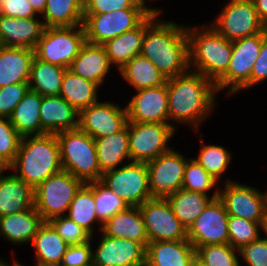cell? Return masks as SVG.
Returning a JSON list of instances; mask_svg holds the SVG:
<instances>
[{"mask_svg": "<svg viewBox=\"0 0 267 266\" xmlns=\"http://www.w3.org/2000/svg\"><path fill=\"white\" fill-rule=\"evenodd\" d=\"M125 107L128 122L169 123L167 83L136 90Z\"/></svg>", "mask_w": 267, "mask_h": 266, "instance_id": "cell-19", "label": "cell"}, {"mask_svg": "<svg viewBox=\"0 0 267 266\" xmlns=\"http://www.w3.org/2000/svg\"><path fill=\"white\" fill-rule=\"evenodd\" d=\"M86 42L83 25L46 27L34 48V56L68 69Z\"/></svg>", "mask_w": 267, "mask_h": 266, "instance_id": "cell-7", "label": "cell"}, {"mask_svg": "<svg viewBox=\"0 0 267 266\" xmlns=\"http://www.w3.org/2000/svg\"><path fill=\"white\" fill-rule=\"evenodd\" d=\"M21 139L10 120L0 117V160L8 167L15 161Z\"/></svg>", "mask_w": 267, "mask_h": 266, "instance_id": "cell-43", "label": "cell"}, {"mask_svg": "<svg viewBox=\"0 0 267 266\" xmlns=\"http://www.w3.org/2000/svg\"><path fill=\"white\" fill-rule=\"evenodd\" d=\"M196 249L188 240L148 243L145 266H189Z\"/></svg>", "mask_w": 267, "mask_h": 266, "instance_id": "cell-27", "label": "cell"}, {"mask_svg": "<svg viewBox=\"0 0 267 266\" xmlns=\"http://www.w3.org/2000/svg\"><path fill=\"white\" fill-rule=\"evenodd\" d=\"M260 230L264 231V227L260 223L248 221L237 216H229L228 243L239 250L241 247L258 240L261 237Z\"/></svg>", "mask_w": 267, "mask_h": 266, "instance_id": "cell-40", "label": "cell"}, {"mask_svg": "<svg viewBox=\"0 0 267 266\" xmlns=\"http://www.w3.org/2000/svg\"><path fill=\"white\" fill-rule=\"evenodd\" d=\"M208 24L230 41L267 30V25L259 17L254 2L249 0H229L215 21Z\"/></svg>", "mask_w": 267, "mask_h": 266, "instance_id": "cell-11", "label": "cell"}, {"mask_svg": "<svg viewBox=\"0 0 267 266\" xmlns=\"http://www.w3.org/2000/svg\"><path fill=\"white\" fill-rule=\"evenodd\" d=\"M95 251H92L93 266H145L146 248L128 239L103 235Z\"/></svg>", "mask_w": 267, "mask_h": 266, "instance_id": "cell-18", "label": "cell"}, {"mask_svg": "<svg viewBox=\"0 0 267 266\" xmlns=\"http://www.w3.org/2000/svg\"><path fill=\"white\" fill-rule=\"evenodd\" d=\"M87 184L93 189L95 209L101 230L102 225L108 219L125 210L128 205L100 180L88 182Z\"/></svg>", "mask_w": 267, "mask_h": 266, "instance_id": "cell-38", "label": "cell"}, {"mask_svg": "<svg viewBox=\"0 0 267 266\" xmlns=\"http://www.w3.org/2000/svg\"><path fill=\"white\" fill-rule=\"evenodd\" d=\"M34 49L0 46V88L29 82Z\"/></svg>", "mask_w": 267, "mask_h": 266, "instance_id": "cell-26", "label": "cell"}, {"mask_svg": "<svg viewBox=\"0 0 267 266\" xmlns=\"http://www.w3.org/2000/svg\"><path fill=\"white\" fill-rule=\"evenodd\" d=\"M49 223L69 246L83 244L91 240L92 236L66 215L52 218Z\"/></svg>", "mask_w": 267, "mask_h": 266, "instance_id": "cell-44", "label": "cell"}, {"mask_svg": "<svg viewBox=\"0 0 267 266\" xmlns=\"http://www.w3.org/2000/svg\"><path fill=\"white\" fill-rule=\"evenodd\" d=\"M62 170L84 183L101 179L95 140L79 128L56 133Z\"/></svg>", "mask_w": 267, "mask_h": 266, "instance_id": "cell-5", "label": "cell"}, {"mask_svg": "<svg viewBox=\"0 0 267 266\" xmlns=\"http://www.w3.org/2000/svg\"><path fill=\"white\" fill-rule=\"evenodd\" d=\"M264 234L267 236V215H266V222H265V226H264Z\"/></svg>", "mask_w": 267, "mask_h": 266, "instance_id": "cell-56", "label": "cell"}, {"mask_svg": "<svg viewBox=\"0 0 267 266\" xmlns=\"http://www.w3.org/2000/svg\"><path fill=\"white\" fill-rule=\"evenodd\" d=\"M92 238L83 244L70 245L67 247L60 266H90L93 265Z\"/></svg>", "mask_w": 267, "mask_h": 266, "instance_id": "cell-48", "label": "cell"}, {"mask_svg": "<svg viewBox=\"0 0 267 266\" xmlns=\"http://www.w3.org/2000/svg\"><path fill=\"white\" fill-rule=\"evenodd\" d=\"M8 170H9V167L0 160V176H2L4 172Z\"/></svg>", "mask_w": 267, "mask_h": 266, "instance_id": "cell-55", "label": "cell"}, {"mask_svg": "<svg viewBox=\"0 0 267 266\" xmlns=\"http://www.w3.org/2000/svg\"><path fill=\"white\" fill-rule=\"evenodd\" d=\"M85 183L61 170L34 189V207L44 222L52 218L65 216L76 193Z\"/></svg>", "mask_w": 267, "mask_h": 266, "instance_id": "cell-6", "label": "cell"}, {"mask_svg": "<svg viewBox=\"0 0 267 266\" xmlns=\"http://www.w3.org/2000/svg\"><path fill=\"white\" fill-rule=\"evenodd\" d=\"M99 86L83 77L66 70L59 96L78 112L98 102Z\"/></svg>", "mask_w": 267, "mask_h": 266, "instance_id": "cell-34", "label": "cell"}, {"mask_svg": "<svg viewBox=\"0 0 267 266\" xmlns=\"http://www.w3.org/2000/svg\"><path fill=\"white\" fill-rule=\"evenodd\" d=\"M189 266H205V265L197 256H195L193 260L189 263Z\"/></svg>", "mask_w": 267, "mask_h": 266, "instance_id": "cell-54", "label": "cell"}, {"mask_svg": "<svg viewBox=\"0 0 267 266\" xmlns=\"http://www.w3.org/2000/svg\"><path fill=\"white\" fill-rule=\"evenodd\" d=\"M239 251L228 244H212L196 249V256L205 266H241Z\"/></svg>", "mask_w": 267, "mask_h": 266, "instance_id": "cell-42", "label": "cell"}, {"mask_svg": "<svg viewBox=\"0 0 267 266\" xmlns=\"http://www.w3.org/2000/svg\"><path fill=\"white\" fill-rule=\"evenodd\" d=\"M41 135L78 129L79 112L58 96H43L40 107Z\"/></svg>", "mask_w": 267, "mask_h": 266, "instance_id": "cell-22", "label": "cell"}, {"mask_svg": "<svg viewBox=\"0 0 267 266\" xmlns=\"http://www.w3.org/2000/svg\"><path fill=\"white\" fill-rule=\"evenodd\" d=\"M42 98L39 93L29 89L13 110L9 120L22 137L41 135Z\"/></svg>", "mask_w": 267, "mask_h": 266, "instance_id": "cell-31", "label": "cell"}, {"mask_svg": "<svg viewBox=\"0 0 267 266\" xmlns=\"http://www.w3.org/2000/svg\"><path fill=\"white\" fill-rule=\"evenodd\" d=\"M253 2L259 17L267 25V0H253Z\"/></svg>", "mask_w": 267, "mask_h": 266, "instance_id": "cell-51", "label": "cell"}, {"mask_svg": "<svg viewBox=\"0 0 267 266\" xmlns=\"http://www.w3.org/2000/svg\"><path fill=\"white\" fill-rule=\"evenodd\" d=\"M41 18L45 27L83 25L84 0H47Z\"/></svg>", "mask_w": 267, "mask_h": 266, "instance_id": "cell-36", "label": "cell"}, {"mask_svg": "<svg viewBox=\"0 0 267 266\" xmlns=\"http://www.w3.org/2000/svg\"><path fill=\"white\" fill-rule=\"evenodd\" d=\"M147 0H84V14L109 13L125 9H154Z\"/></svg>", "mask_w": 267, "mask_h": 266, "instance_id": "cell-45", "label": "cell"}, {"mask_svg": "<svg viewBox=\"0 0 267 266\" xmlns=\"http://www.w3.org/2000/svg\"><path fill=\"white\" fill-rule=\"evenodd\" d=\"M66 216L94 237L93 227L99 221L95 209L93 189L87 183L76 193Z\"/></svg>", "mask_w": 267, "mask_h": 266, "instance_id": "cell-37", "label": "cell"}, {"mask_svg": "<svg viewBox=\"0 0 267 266\" xmlns=\"http://www.w3.org/2000/svg\"><path fill=\"white\" fill-rule=\"evenodd\" d=\"M97 161L102 173L116 169L122 162H131L129 154L128 124L112 135L95 139Z\"/></svg>", "mask_w": 267, "mask_h": 266, "instance_id": "cell-30", "label": "cell"}, {"mask_svg": "<svg viewBox=\"0 0 267 266\" xmlns=\"http://www.w3.org/2000/svg\"><path fill=\"white\" fill-rule=\"evenodd\" d=\"M149 243L187 239V229L178 220L166 198H152L139 206Z\"/></svg>", "mask_w": 267, "mask_h": 266, "instance_id": "cell-13", "label": "cell"}, {"mask_svg": "<svg viewBox=\"0 0 267 266\" xmlns=\"http://www.w3.org/2000/svg\"><path fill=\"white\" fill-rule=\"evenodd\" d=\"M67 68L44 62L34 56L31 64L29 87L41 96H58Z\"/></svg>", "mask_w": 267, "mask_h": 266, "instance_id": "cell-35", "label": "cell"}, {"mask_svg": "<svg viewBox=\"0 0 267 266\" xmlns=\"http://www.w3.org/2000/svg\"><path fill=\"white\" fill-rule=\"evenodd\" d=\"M0 14L15 18H34L38 15L28 0H0Z\"/></svg>", "mask_w": 267, "mask_h": 266, "instance_id": "cell-49", "label": "cell"}, {"mask_svg": "<svg viewBox=\"0 0 267 266\" xmlns=\"http://www.w3.org/2000/svg\"><path fill=\"white\" fill-rule=\"evenodd\" d=\"M267 33H259L232 41V56L227 73L215 84L217 92L228 89V95L251 88V72L260 53L262 39Z\"/></svg>", "mask_w": 267, "mask_h": 266, "instance_id": "cell-8", "label": "cell"}, {"mask_svg": "<svg viewBox=\"0 0 267 266\" xmlns=\"http://www.w3.org/2000/svg\"><path fill=\"white\" fill-rule=\"evenodd\" d=\"M218 181L194 159L189 158L185 167L182 189L191 192H200L209 195V191L214 188V193H219L215 186Z\"/></svg>", "mask_w": 267, "mask_h": 266, "instance_id": "cell-41", "label": "cell"}, {"mask_svg": "<svg viewBox=\"0 0 267 266\" xmlns=\"http://www.w3.org/2000/svg\"><path fill=\"white\" fill-rule=\"evenodd\" d=\"M202 147L194 159L209 173L214 179L220 181L222 175L227 171L231 162V154L228 149L220 145H205L202 141L203 134L200 135Z\"/></svg>", "mask_w": 267, "mask_h": 266, "instance_id": "cell-39", "label": "cell"}, {"mask_svg": "<svg viewBox=\"0 0 267 266\" xmlns=\"http://www.w3.org/2000/svg\"><path fill=\"white\" fill-rule=\"evenodd\" d=\"M263 194H264L265 204H266V208H267V190Z\"/></svg>", "mask_w": 267, "mask_h": 266, "instance_id": "cell-57", "label": "cell"}, {"mask_svg": "<svg viewBox=\"0 0 267 266\" xmlns=\"http://www.w3.org/2000/svg\"><path fill=\"white\" fill-rule=\"evenodd\" d=\"M29 89V82L15 83L0 88V117L9 119Z\"/></svg>", "mask_w": 267, "mask_h": 266, "instance_id": "cell-46", "label": "cell"}, {"mask_svg": "<svg viewBox=\"0 0 267 266\" xmlns=\"http://www.w3.org/2000/svg\"><path fill=\"white\" fill-rule=\"evenodd\" d=\"M9 170L33 189L61 171L60 145L56 134L22 137L15 161Z\"/></svg>", "mask_w": 267, "mask_h": 266, "instance_id": "cell-3", "label": "cell"}, {"mask_svg": "<svg viewBox=\"0 0 267 266\" xmlns=\"http://www.w3.org/2000/svg\"><path fill=\"white\" fill-rule=\"evenodd\" d=\"M162 10L156 9L135 29L106 41L105 48L112 66L120 70L134 56L140 55L145 29L157 18Z\"/></svg>", "mask_w": 267, "mask_h": 266, "instance_id": "cell-21", "label": "cell"}, {"mask_svg": "<svg viewBox=\"0 0 267 266\" xmlns=\"http://www.w3.org/2000/svg\"><path fill=\"white\" fill-rule=\"evenodd\" d=\"M158 18L145 29L140 54L168 79L189 70L187 25Z\"/></svg>", "mask_w": 267, "mask_h": 266, "instance_id": "cell-2", "label": "cell"}, {"mask_svg": "<svg viewBox=\"0 0 267 266\" xmlns=\"http://www.w3.org/2000/svg\"><path fill=\"white\" fill-rule=\"evenodd\" d=\"M36 266H60L69 246L49 223L44 222L32 239Z\"/></svg>", "mask_w": 267, "mask_h": 266, "instance_id": "cell-29", "label": "cell"}, {"mask_svg": "<svg viewBox=\"0 0 267 266\" xmlns=\"http://www.w3.org/2000/svg\"><path fill=\"white\" fill-rule=\"evenodd\" d=\"M176 131L169 123L128 122L131 162H148L169 151Z\"/></svg>", "mask_w": 267, "mask_h": 266, "instance_id": "cell-12", "label": "cell"}, {"mask_svg": "<svg viewBox=\"0 0 267 266\" xmlns=\"http://www.w3.org/2000/svg\"><path fill=\"white\" fill-rule=\"evenodd\" d=\"M121 77L134 90L157 87L166 84L167 78L158 68L144 56H134L120 70Z\"/></svg>", "mask_w": 267, "mask_h": 266, "instance_id": "cell-33", "label": "cell"}, {"mask_svg": "<svg viewBox=\"0 0 267 266\" xmlns=\"http://www.w3.org/2000/svg\"><path fill=\"white\" fill-rule=\"evenodd\" d=\"M100 181L128 206H141L152 199L146 162H129L106 171Z\"/></svg>", "mask_w": 267, "mask_h": 266, "instance_id": "cell-10", "label": "cell"}, {"mask_svg": "<svg viewBox=\"0 0 267 266\" xmlns=\"http://www.w3.org/2000/svg\"><path fill=\"white\" fill-rule=\"evenodd\" d=\"M43 21L0 14V46L34 49L45 30Z\"/></svg>", "mask_w": 267, "mask_h": 266, "instance_id": "cell-20", "label": "cell"}, {"mask_svg": "<svg viewBox=\"0 0 267 266\" xmlns=\"http://www.w3.org/2000/svg\"><path fill=\"white\" fill-rule=\"evenodd\" d=\"M128 124L126 107L97 102L79 112L78 128L94 140L121 131Z\"/></svg>", "mask_w": 267, "mask_h": 266, "instance_id": "cell-17", "label": "cell"}, {"mask_svg": "<svg viewBox=\"0 0 267 266\" xmlns=\"http://www.w3.org/2000/svg\"><path fill=\"white\" fill-rule=\"evenodd\" d=\"M225 181L224 189H219L218 198L224 203L229 216L257 222L264 227L267 208L263 192L229 178Z\"/></svg>", "mask_w": 267, "mask_h": 266, "instance_id": "cell-14", "label": "cell"}, {"mask_svg": "<svg viewBox=\"0 0 267 266\" xmlns=\"http://www.w3.org/2000/svg\"><path fill=\"white\" fill-rule=\"evenodd\" d=\"M110 68L111 63L105 48L86 42L68 69L101 87Z\"/></svg>", "mask_w": 267, "mask_h": 266, "instance_id": "cell-24", "label": "cell"}, {"mask_svg": "<svg viewBox=\"0 0 267 266\" xmlns=\"http://www.w3.org/2000/svg\"><path fill=\"white\" fill-rule=\"evenodd\" d=\"M228 219L224 203L213 199L187 230V239L195 249L212 244H228Z\"/></svg>", "mask_w": 267, "mask_h": 266, "instance_id": "cell-16", "label": "cell"}, {"mask_svg": "<svg viewBox=\"0 0 267 266\" xmlns=\"http://www.w3.org/2000/svg\"><path fill=\"white\" fill-rule=\"evenodd\" d=\"M29 3L32 5L34 11L39 15L42 16L47 0H28Z\"/></svg>", "mask_w": 267, "mask_h": 266, "instance_id": "cell-52", "label": "cell"}, {"mask_svg": "<svg viewBox=\"0 0 267 266\" xmlns=\"http://www.w3.org/2000/svg\"><path fill=\"white\" fill-rule=\"evenodd\" d=\"M267 79V33L262 39L260 53L253 65L251 72V88Z\"/></svg>", "mask_w": 267, "mask_h": 266, "instance_id": "cell-50", "label": "cell"}, {"mask_svg": "<svg viewBox=\"0 0 267 266\" xmlns=\"http://www.w3.org/2000/svg\"><path fill=\"white\" fill-rule=\"evenodd\" d=\"M103 235L140 242L145 248L149 243L141 211L128 206L108 219L101 228Z\"/></svg>", "mask_w": 267, "mask_h": 266, "instance_id": "cell-23", "label": "cell"}, {"mask_svg": "<svg viewBox=\"0 0 267 266\" xmlns=\"http://www.w3.org/2000/svg\"><path fill=\"white\" fill-rule=\"evenodd\" d=\"M218 194L219 193H213L209 196L200 192H191L180 189L179 191L167 196L166 199L171 205L178 220L188 230L206 206L213 199L218 198Z\"/></svg>", "mask_w": 267, "mask_h": 266, "instance_id": "cell-32", "label": "cell"}, {"mask_svg": "<svg viewBox=\"0 0 267 266\" xmlns=\"http://www.w3.org/2000/svg\"><path fill=\"white\" fill-rule=\"evenodd\" d=\"M187 36L189 70L201 73L216 84L227 73L232 41L220 35L210 24L197 28L195 25L187 26Z\"/></svg>", "mask_w": 267, "mask_h": 266, "instance_id": "cell-4", "label": "cell"}, {"mask_svg": "<svg viewBox=\"0 0 267 266\" xmlns=\"http://www.w3.org/2000/svg\"><path fill=\"white\" fill-rule=\"evenodd\" d=\"M44 223L40 213L32 208L0 217V235L12 244L31 243Z\"/></svg>", "mask_w": 267, "mask_h": 266, "instance_id": "cell-28", "label": "cell"}, {"mask_svg": "<svg viewBox=\"0 0 267 266\" xmlns=\"http://www.w3.org/2000/svg\"><path fill=\"white\" fill-rule=\"evenodd\" d=\"M188 159L171 148L157 158L146 162L152 198H166L182 189Z\"/></svg>", "mask_w": 267, "mask_h": 266, "instance_id": "cell-15", "label": "cell"}, {"mask_svg": "<svg viewBox=\"0 0 267 266\" xmlns=\"http://www.w3.org/2000/svg\"><path fill=\"white\" fill-rule=\"evenodd\" d=\"M154 10L125 9L101 14H84L86 40L93 45H103L106 41L138 27Z\"/></svg>", "mask_w": 267, "mask_h": 266, "instance_id": "cell-9", "label": "cell"}, {"mask_svg": "<svg viewBox=\"0 0 267 266\" xmlns=\"http://www.w3.org/2000/svg\"><path fill=\"white\" fill-rule=\"evenodd\" d=\"M239 255L247 266H267V236L241 247Z\"/></svg>", "mask_w": 267, "mask_h": 266, "instance_id": "cell-47", "label": "cell"}, {"mask_svg": "<svg viewBox=\"0 0 267 266\" xmlns=\"http://www.w3.org/2000/svg\"><path fill=\"white\" fill-rule=\"evenodd\" d=\"M1 259H0V266H24V265H22V263H20V262H18L17 260H15L14 261V263H12V264H9L8 263V261L6 262L5 260H4V258L2 259V257H0Z\"/></svg>", "mask_w": 267, "mask_h": 266, "instance_id": "cell-53", "label": "cell"}, {"mask_svg": "<svg viewBox=\"0 0 267 266\" xmlns=\"http://www.w3.org/2000/svg\"><path fill=\"white\" fill-rule=\"evenodd\" d=\"M34 206V189L15 174L0 176V217Z\"/></svg>", "mask_w": 267, "mask_h": 266, "instance_id": "cell-25", "label": "cell"}, {"mask_svg": "<svg viewBox=\"0 0 267 266\" xmlns=\"http://www.w3.org/2000/svg\"><path fill=\"white\" fill-rule=\"evenodd\" d=\"M169 124L192 125L198 128L216 106L215 84L201 73L188 70L186 73L167 79ZM209 115V116H208ZM171 121L173 123H171Z\"/></svg>", "mask_w": 267, "mask_h": 266, "instance_id": "cell-1", "label": "cell"}]
</instances>
